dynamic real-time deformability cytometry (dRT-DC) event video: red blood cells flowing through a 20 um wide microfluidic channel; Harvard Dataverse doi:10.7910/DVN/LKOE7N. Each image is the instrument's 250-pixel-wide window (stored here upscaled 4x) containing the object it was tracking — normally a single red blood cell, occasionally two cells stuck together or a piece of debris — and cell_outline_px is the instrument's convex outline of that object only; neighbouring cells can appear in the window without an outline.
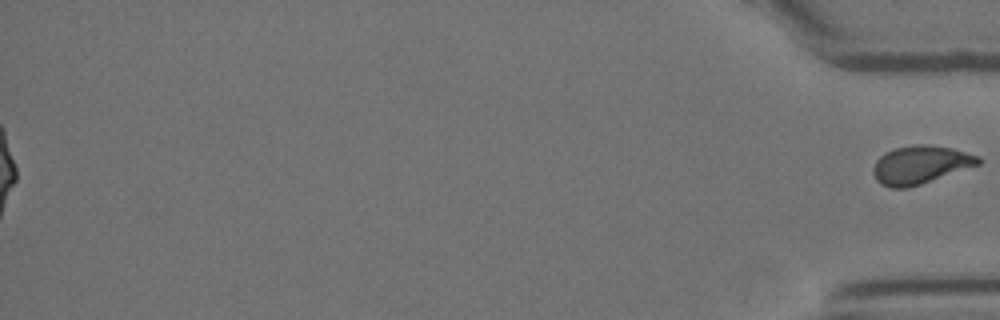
{"species": "Egyptian fruit bat (a non-hibernating species)", "species_latin": "Rousettus aegyptiacus", "temperature_condition": "room temperature", "stored_images_in_passage": 56, "segment_of_instrument_passage": [2, 2], "camera_frame_rate_fps": 3000, "um_per_image_px": 0.085, "animal": {"sex": "female"}, "frame": {"image": 1, "passage_image": 56, "time_ms": 18.333, "image_size_px": [1000, 320], "cell_outline_px": [[984, 160], [980, 164], [908, 188], [892, 188], [880, 184], [876, 180], [872, 172], [872, 168], [876, 160], [880, 156], [896, 148], [916, 144], [928, 144], [952, 148], [980, 156]], "centroid_in_image_um": [78.24, 14.0], "position_along_channel_um": 357.0, "area_um2": 23.35}}